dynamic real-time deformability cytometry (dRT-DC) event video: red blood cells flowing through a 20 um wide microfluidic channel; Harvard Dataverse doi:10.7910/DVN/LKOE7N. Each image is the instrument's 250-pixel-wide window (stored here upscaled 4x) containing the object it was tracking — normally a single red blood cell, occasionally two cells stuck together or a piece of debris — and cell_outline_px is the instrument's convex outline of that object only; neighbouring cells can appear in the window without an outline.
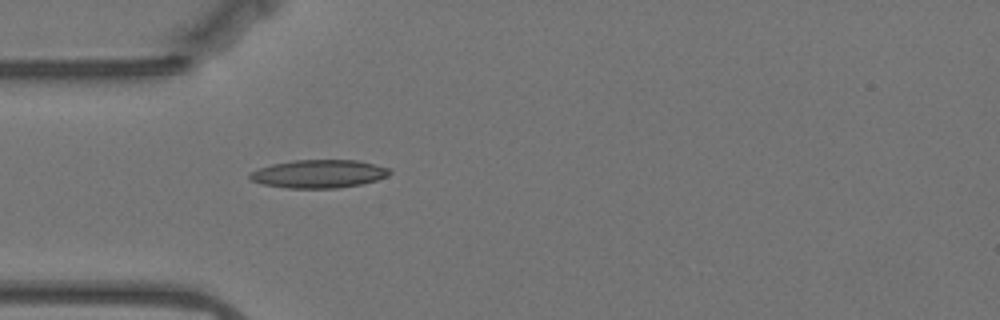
{"species": "Egyptian fruit bat (a non-hibernating species)", "species_latin": "Rousettus aegyptiacus", "temperature_condition": "warm", "stored_images_in_passage": 42, "camera_frame_rate_fps": 3000, "um_per_image_px": 0.085, "animal": {"sex": "female"}, "frame": {"image": 1, "passage_image": 1, "time_ms": 0.0, "image_size_px": [1000, 320], "cell_outline_px": [[392, 172], [388, 176], [376, 180], [360, 184], [336, 188], [288, 188], [260, 184], [252, 180], [248, 176], [248, 172], [272, 164], [292, 160], [356, 160], [388, 168]], "centroid_in_image_um": [27.05, 14.78], "position_along_channel_um": 57.9, "area_um2": 22.89}}
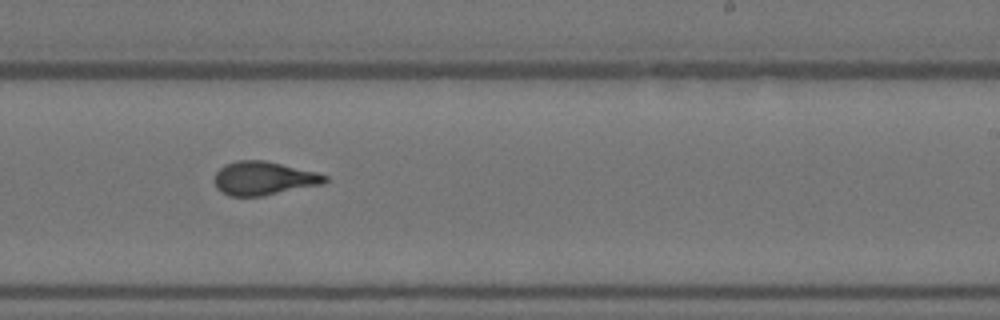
{"frame": {"image": 2, "passage_image": 19, "time_ms": 6.0, "image_size_px": [1000, 320], "cell_outline_px": [[328, 180], [324, 184], [264, 196], [228, 196], [220, 192], [216, 188], [216, 172], [224, 164], [236, 160], [264, 160], [316, 172], [328, 176]], "centroid_in_image_um": [22.42, 15.16], "position_along_channel_um": 266.6, "area_um2": 21.73}}
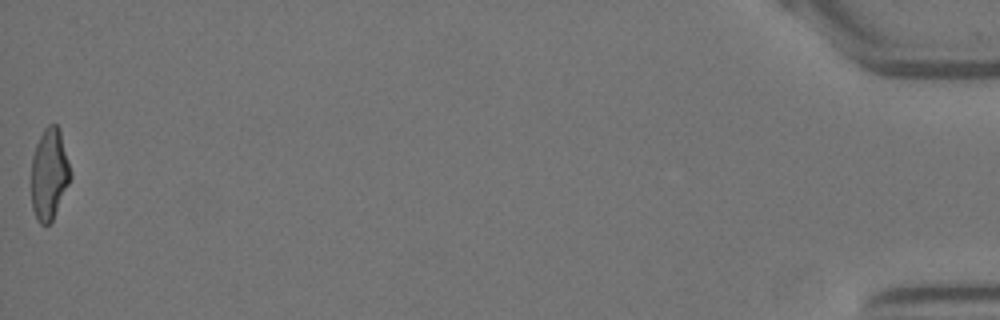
{"frame": {"image": 3, "passage_image": 42, "time_ms": 13.667, "image_size_px": [1000, 320], "cell_outline_px": [[72, 176], [52, 220], [48, 224], [40, 224], [36, 220], [32, 208], [32, 156], [36, 144], [44, 128], [48, 124], [56, 124], [60, 128], [72, 172]], "centroid_in_image_um": [4.2, 14.76], "position_along_channel_um": 431.0, "area_um2": 20.92}, "authors_computed_cell_mechanics": {"area_um2": 21.5883, "velocity_mm_per_s": 3.51, "shape_relaxation_time_tau1_ms": 7.4492, "shape_relaxation_time_tau2_ms": 1.1668, "deformation_change_tau1": 0.2251, "deformation_change_tau2": 0.0859}}